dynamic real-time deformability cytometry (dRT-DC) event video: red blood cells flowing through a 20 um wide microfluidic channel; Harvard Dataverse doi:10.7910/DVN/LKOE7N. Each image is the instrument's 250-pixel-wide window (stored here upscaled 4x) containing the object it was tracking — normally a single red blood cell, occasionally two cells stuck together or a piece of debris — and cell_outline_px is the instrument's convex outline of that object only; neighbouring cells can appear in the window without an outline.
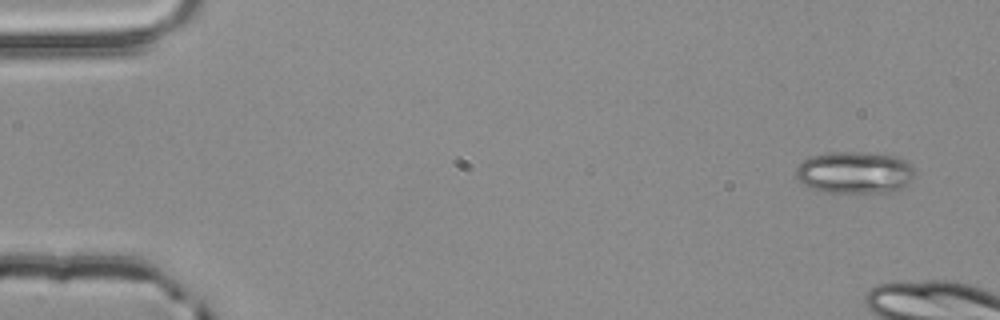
{"species": "common noctule bat (a hibernating species)", "species_latin": "Nyctalus noctula", "temperature_condition": "room temperature", "stored_images_in_passage": 5, "camera_frame_rate_fps": 3000, "um_per_image_px": 0.085, "animal": {"sex": "male", "body_mass_g": 20.4}, "frame": {"image": 1, "passage_image": 1, "time_ms": 0.0, "image_size_px": [1000, 320], "cell_outline_px": [[916, 172], [912, 180], [904, 188], [896, 192], [824, 192], [808, 188], [796, 176], [796, 168], [804, 160], [812, 156], [828, 152], [860, 152], [900, 156], [912, 164]], "centroid_in_image_um": [72.72, 14.66], "position_along_channel_um": 12.3, "area_um2": 29.54}}